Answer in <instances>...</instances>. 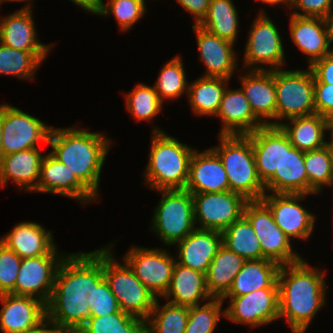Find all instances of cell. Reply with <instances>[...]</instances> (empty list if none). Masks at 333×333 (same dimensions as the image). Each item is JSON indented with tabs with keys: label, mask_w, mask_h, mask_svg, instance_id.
<instances>
[{
	"label": "cell",
	"mask_w": 333,
	"mask_h": 333,
	"mask_svg": "<svg viewBox=\"0 0 333 333\" xmlns=\"http://www.w3.org/2000/svg\"><path fill=\"white\" fill-rule=\"evenodd\" d=\"M33 11L20 9L7 16H0V42L25 52H50L52 44H42L38 39Z\"/></svg>",
	"instance_id": "24"
},
{
	"label": "cell",
	"mask_w": 333,
	"mask_h": 333,
	"mask_svg": "<svg viewBox=\"0 0 333 333\" xmlns=\"http://www.w3.org/2000/svg\"><path fill=\"white\" fill-rule=\"evenodd\" d=\"M222 122L219 135H247L264 126L253 113L241 88H226L216 117Z\"/></svg>",
	"instance_id": "22"
},
{
	"label": "cell",
	"mask_w": 333,
	"mask_h": 333,
	"mask_svg": "<svg viewBox=\"0 0 333 333\" xmlns=\"http://www.w3.org/2000/svg\"><path fill=\"white\" fill-rule=\"evenodd\" d=\"M262 3H265L267 5H271V6H276V5H280L285 3L286 7L288 6L289 8H291L292 6V0H256Z\"/></svg>",
	"instance_id": "54"
},
{
	"label": "cell",
	"mask_w": 333,
	"mask_h": 333,
	"mask_svg": "<svg viewBox=\"0 0 333 333\" xmlns=\"http://www.w3.org/2000/svg\"><path fill=\"white\" fill-rule=\"evenodd\" d=\"M77 333H146V320L120 310L105 316H90Z\"/></svg>",
	"instance_id": "39"
},
{
	"label": "cell",
	"mask_w": 333,
	"mask_h": 333,
	"mask_svg": "<svg viewBox=\"0 0 333 333\" xmlns=\"http://www.w3.org/2000/svg\"><path fill=\"white\" fill-rule=\"evenodd\" d=\"M194 219L198 229L222 232L242 215L248 202L242 195L231 192L195 193L192 194Z\"/></svg>",
	"instance_id": "13"
},
{
	"label": "cell",
	"mask_w": 333,
	"mask_h": 333,
	"mask_svg": "<svg viewBox=\"0 0 333 333\" xmlns=\"http://www.w3.org/2000/svg\"><path fill=\"white\" fill-rule=\"evenodd\" d=\"M185 190L192 194L229 190L225 168L219 156L211 148L203 152L195 149L190 160Z\"/></svg>",
	"instance_id": "21"
},
{
	"label": "cell",
	"mask_w": 333,
	"mask_h": 333,
	"mask_svg": "<svg viewBox=\"0 0 333 333\" xmlns=\"http://www.w3.org/2000/svg\"><path fill=\"white\" fill-rule=\"evenodd\" d=\"M280 123L294 148L301 151H311L323 148L328 144L326 133L330 131V120L318 113L295 117Z\"/></svg>",
	"instance_id": "31"
},
{
	"label": "cell",
	"mask_w": 333,
	"mask_h": 333,
	"mask_svg": "<svg viewBox=\"0 0 333 333\" xmlns=\"http://www.w3.org/2000/svg\"><path fill=\"white\" fill-rule=\"evenodd\" d=\"M251 140L259 178L265 183L284 158V131L280 126L264 125L247 134Z\"/></svg>",
	"instance_id": "25"
},
{
	"label": "cell",
	"mask_w": 333,
	"mask_h": 333,
	"mask_svg": "<svg viewBox=\"0 0 333 333\" xmlns=\"http://www.w3.org/2000/svg\"><path fill=\"white\" fill-rule=\"evenodd\" d=\"M228 83L225 78L205 76L189 82L187 96L193 114L216 116Z\"/></svg>",
	"instance_id": "34"
},
{
	"label": "cell",
	"mask_w": 333,
	"mask_h": 333,
	"mask_svg": "<svg viewBox=\"0 0 333 333\" xmlns=\"http://www.w3.org/2000/svg\"><path fill=\"white\" fill-rule=\"evenodd\" d=\"M125 97L127 111L136 121H151L162 112L163 103L153 86L138 83Z\"/></svg>",
	"instance_id": "42"
},
{
	"label": "cell",
	"mask_w": 333,
	"mask_h": 333,
	"mask_svg": "<svg viewBox=\"0 0 333 333\" xmlns=\"http://www.w3.org/2000/svg\"><path fill=\"white\" fill-rule=\"evenodd\" d=\"M0 330L2 333H20L38 326L47 318L46 304L30 296L0 295Z\"/></svg>",
	"instance_id": "20"
},
{
	"label": "cell",
	"mask_w": 333,
	"mask_h": 333,
	"mask_svg": "<svg viewBox=\"0 0 333 333\" xmlns=\"http://www.w3.org/2000/svg\"><path fill=\"white\" fill-rule=\"evenodd\" d=\"M20 333H61V332L57 329L56 325L51 320L46 318L32 330Z\"/></svg>",
	"instance_id": "51"
},
{
	"label": "cell",
	"mask_w": 333,
	"mask_h": 333,
	"mask_svg": "<svg viewBox=\"0 0 333 333\" xmlns=\"http://www.w3.org/2000/svg\"><path fill=\"white\" fill-rule=\"evenodd\" d=\"M306 194L265 193L261 201L270 209L277 226L292 240H307L313 233L316 216L302 206Z\"/></svg>",
	"instance_id": "16"
},
{
	"label": "cell",
	"mask_w": 333,
	"mask_h": 333,
	"mask_svg": "<svg viewBox=\"0 0 333 333\" xmlns=\"http://www.w3.org/2000/svg\"><path fill=\"white\" fill-rule=\"evenodd\" d=\"M333 7V5H332ZM330 8L326 15L323 17L326 34L328 36L329 45L333 43V8Z\"/></svg>",
	"instance_id": "53"
},
{
	"label": "cell",
	"mask_w": 333,
	"mask_h": 333,
	"mask_svg": "<svg viewBox=\"0 0 333 333\" xmlns=\"http://www.w3.org/2000/svg\"><path fill=\"white\" fill-rule=\"evenodd\" d=\"M276 126L285 119L316 113L311 69L275 70ZM281 120V121H280Z\"/></svg>",
	"instance_id": "8"
},
{
	"label": "cell",
	"mask_w": 333,
	"mask_h": 333,
	"mask_svg": "<svg viewBox=\"0 0 333 333\" xmlns=\"http://www.w3.org/2000/svg\"><path fill=\"white\" fill-rule=\"evenodd\" d=\"M304 166L308 177V194H321L333 177L330 160V139L323 148L305 151Z\"/></svg>",
	"instance_id": "41"
},
{
	"label": "cell",
	"mask_w": 333,
	"mask_h": 333,
	"mask_svg": "<svg viewBox=\"0 0 333 333\" xmlns=\"http://www.w3.org/2000/svg\"><path fill=\"white\" fill-rule=\"evenodd\" d=\"M0 242L22 259L47 255L56 246L52 230L30 221L15 225L11 232L0 238Z\"/></svg>",
	"instance_id": "29"
},
{
	"label": "cell",
	"mask_w": 333,
	"mask_h": 333,
	"mask_svg": "<svg viewBox=\"0 0 333 333\" xmlns=\"http://www.w3.org/2000/svg\"><path fill=\"white\" fill-rule=\"evenodd\" d=\"M189 307L166 302L160 305L157 298L150 316L146 319V333H185Z\"/></svg>",
	"instance_id": "38"
},
{
	"label": "cell",
	"mask_w": 333,
	"mask_h": 333,
	"mask_svg": "<svg viewBox=\"0 0 333 333\" xmlns=\"http://www.w3.org/2000/svg\"><path fill=\"white\" fill-rule=\"evenodd\" d=\"M333 0H292L293 15L323 18L332 7ZM302 11L301 13L294 10Z\"/></svg>",
	"instance_id": "48"
},
{
	"label": "cell",
	"mask_w": 333,
	"mask_h": 333,
	"mask_svg": "<svg viewBox=\"0 0 333 333\" xmlns=\"http://www.w3.org/2000/svg\"><path fill=\"white\" fill-rule=\"evenodd\" d=\"M175 245L178 249L176 261L179 264L206 274L212 259L222 246V233L196 228Z\"/></svg>",
	"instance_id": "26"
},
{
	"label": "cell",
	"mask_w": 333,
	"mask_h": 333,
	"mask_svg": "<svg viewBox=\"0 0 333 333\" xmlns=\"http://www.w3.org/2000/svg\"><path fill=\"white\" fill-rule=\"evenodd\" d=\"M102 132L95 133L71 126H52L48 145L50 153L68 169L98 198L99 181L112 140Z\"/></svg>",
	"instance_id": "3"
},
{
	"label": "cell",
	"mask_w": 333,
	"mask_h": 333,
	"mask_svg": "<svg viewBox=\"0 0 333 333\" xmlns=\"http://www.w3.org/2000/svg\"><path fill=\"white\" fill-rule=\"evenodd\" d=\"M222 305L221 299L212 298L202 306L190 307L185 333H214L221 317H225Z\"/></svg>",
	"instance_id": "44"
},
{
	"label": "cell",
	"mask_w": 333,
	"mask_h": 333,
	"mask_svg": "<svg viewBox=\"0 0 333 333\" xmlns=\"http://www.w3.org/2000/svg\"><path fill=\"white\" fill-rule=\"evenodd\" d=\"M37 192L67 196L83 205L97 201V197L50 152L42 160Z\"/></svg>",
	"instance_id": "17"
},
{
	"label": "cell",
	"mask_w": 333,
	"mask_h": 333,
	"mask_svg": "<svg viewBox=\"0 0 333 333\" xmlns=\"http://www.w3.org/2000/svg\"><path fill=\"white\" fill-rule=\"evenodd\" d=\"M2 146L1 156L38 148L37 143H48L52 126L23 110L1 104Z\"/></svg>",
	"instance_id": "11"
},
{
	"label": "cell",
	"mask_w": 333,
	"mask_h": 333,
	"mask_svg": "<svg viewBox=\"0 0 333 333\" xmlns=\"http://www.w3.org/2000/svg\"><path fill=\"white\" fill-rule=\"evenodd\" d=\"M22 258L0 242V295L13 294Z\"/></svg>",
	"instance_id": "45"
},
{
	"label": "cell",
	"mask_w": 333,
	"mask_h": 333,
	"mask_svg": "<svg viewBox=\"0 0 333 333\" xmlns=\"http://www.w3.org/2000/svg\"><path fill=\"white\" fill-rule=\"evenodd\" d=\"M104 279L103 248L71 253L61 261L46 305L61 333H77L90 317L93 289Z\"/></svg>",
	"instance_id": "1"
},
{
	"label": "cell",
	"mask_w": 333,
	"mask_h": 333,
	"mask_svg": "<svg viewBox=\"0 0 333 333\" xmlns=\"http://www.w3.org/2000/svg\"><path fill=\"white\" fill-rule=\"evenodd\" d=\"M314 94L316 113L333 120V85L314 80Z\"/></svg>",
	"instance_id": "47"
},
{
	"label": "cell",
	"mask_w": 333,
	"mask_h": 333,
	"mask_svg": "<svg viewBox=\"0 0 333 333\" xmlns=\"http://www.w3.org/2000/svg\"><path fill=\"white\" fill-rule=\"evenodd\" d=\"M23 2V1H27L28 2V4H25L26 6H24V7H22V8H20V9H28V10H32V8L33 7H31V5H32V3L30 2V1H32V0H2V3L3 2Z\"/></svg>",
	"instance_id": "55"
},
{
	"label": "cell",
	"mask_w": 333,
	"mask_h": 333,
	"mask_svg": "<svg viewBox=\"0 0 333 333\" xmlns=\"http://www.w3.org/2000/svg\"><path fill=\"white\" fill-rule=\"evenodd\" d=\"M247 71L240 74L239 81L253 113L264 125L276 126L275 70Z\"/></svg>",
	"instance_id": "19"
},
{
	"label": "cell",
	"mask_w": 333,
	"mask_h": 333,
	"mask_svg": "<svg viewBox=\"0 0 333 333\" xmlns=\"http://www.w3.org/2000/svg\"><path fill=\"white\" fill-rule=\"evenodd\" d=\"M322 269L306 259L282 265L278 272L279 319L285 318L292 333H305L326 304V280Z\"/></svg>",
	"instance_id": "2"
},
{
	"label": "cell",
	"mask_w": 333,
	"mask_h": 333,
	"mask_svg": "<svg viewBox=\"0 0 333 333\" xmlns=\"http://www.w3.org/2000/svg\"><path fill=\"white\" fill-rule=\"evenodd\" d=\"M99 0L95 15L113 16L121 31L127 32L143 18L147 12L145 0Z\"/></svg>",
	"instance_id": "43"
},
{
	"label": "cell",
	"mask_w": 333,
	"mask_h": 333,
	"mask_svg": "<svg viewBox=\"0 0 333 333\" xmlns=\"http://www.w3.org/2000/svg\"><path fill=\"white\" fill-rule=\"evenodd\" d=\"M183 9L194 17V25H198L206 16L210 0H177Z\"/></svg>",
	"instance_id": "50"
},
{
	"label": "cell",
	"mask_w": 333,
	"mask_h": 333,
	"mask_svg": "<svg viewBox=\"0 0 333 333\" xmlns=\"http://www.w3.org/2000/svg\"><path fill=\"white\" fill-rule=\"evenodd\" d=\"M316 82L333 85V51L308 66Z\"/></svg>",
	"instance_id": "49"
},
{
	"label": "cell",
	"mask_w": 333,
	"mask_h": 333,
	"mask_svg": "<svg viewBox=\"0 0 333 333\" xmlns=\"http://www.w3.org/2000/svg\"><path fill=\"white\" fill-rule=\"evenodd\" d=\"M196 34L200 60L206 67L205 77H219L230 80L239 67L233 43L206 31L199 25H192Z\"/></svg>",
	"instance_id": "18"
},
{
	"label": "cell",
	"mask_w": 333,
	"mask_h": 333,
	"mask_svg": "<svg viewBox=\"0 0 333 333\" xmlns=\"http://www.w3.org/2000/svg\"><path fill=\"white\" fill-rule=\"evenodd\" d=\"M69 1L76 4L81 9L87 11L88 13L95 15L97 12L99 0H69Z\"/></svg>",
	"instance_id": "52"
},
{
	"label": "cell",
	"mask_w": 333,
	"mask_h": 333,
	"mask_svg": "<svg viewBox=\"0 0 333 333\" xmlns=\"http://www.w3.org/2000/svg\"><path fill=\"white\" fill-rule=\"evenodd\" d=\"M222 245L245 260L263 259L260 241L248 219L242 215L222 232Z\"/></svg>",
	"instance_id": "36"
},
{
	"label": "cell",
	"mask_w": 333,
	"mask_h": 333,
	"mask_svg": "<svg viewBox=\"0 0 333 333\" xmlns=\"http://www.w3.org/2000/svg\"><path fill=\"white\" fill-rule=\"evenodd\" d=\"M58 251L56 245L47 255L22 259L14 295L34 297L47 305L53 292L58 267L67 255H61L62 252Z\"/></svg>",
	"instance_id": "14"
},
{
	"label": "cell",
	"mask_w": 333,
	"mask_h": 333,
	"mask_svg": "<svg viewBox=\"0 0 333 333\" xmlns=\"http://www.w3.org/2000/svg\"><path fill=\"white\" fill-rule=\"evenodd\" d=\"M39 148H31L0 157V187L9 180L16 183L18 189L37 192L41 163L45 155Z\"/></svg>",
	"instance_id": "27"
},
{
	"label": "cell",
	"mask_w": 333,
	"mask_h": 333,
	"mask_svg": "<svg viewBox=\"0 0 333 333\" xmlns=\"http://www.w3.org/2000/svg\"><path fill=\"white\" fill-rule=\"evenodd\" d=\"M328 133H330L329 139L333 142V120L330 121V131Z\"/></svg>",
	"instance_id": "58"
},
{
	"label": "cell",
	"mask_w": 333,
	"mask_h": 333,
	"mask_svg": "<svg viewBox=\"0 0 333 333\" xmlns=\"http://www.w3.org/2000/svg\"><path fill=\"white\" fill-rule=\"evenodd\" d=\"M113 244L103 247V274L117 299L120 310L146 320L157 298L136 277L129 265L113 256Z\"/></svg>",
	"instance_id": "6"
},
{
	"label": "cell",
	"mask_w": 333,
	"mask_h": 333,
	"mask_svg": "<svg viewBox=\"0 0 333 333\" xmlns=\"http://www.w3.org/2000/svg\"><path fill=\"white\" fill-rule=\"evenodd\" d=\"M280 265L268 259L246 260L224 297H237L261 288H279Z\"/></svg>",
	"instance_id": "32"
},
{
	"label": "cell",
	"mask_w": 333,
	"mask_h": 333,
	"mask_svg": "<svg viewBox=\"0 0 333 333\" xmlns=\"http://www.w3.org/2000/svg\"><path fill=\"white\" fill-rule=\"evenodd\" d=\"M50 52H25L0 42V75L32 80Z\"/></svg>",
	"instance_id": "37"
},
{
	"label": "cell",
	"mask_w": 333,
	"mask_h": 333,
	"mask_svg": "<svg viewBox=\"0 0 333 333\" xmlns=\"http://www.w3.org/2000/svg\"><path fill=\"white\" fill-rule=\"evenodd\" d=\"M152 140L144 180L147 187L157 190L185 189L189 165L195 151L157 126Z\"/></svg>",
	"instance_id": "4"
},
{
	"label": "cell",
	"mask_w": 333,
	"mask_h": 333,
	"mask_svg": "<svg viewBox=\"0 0 333 333\" xmlns=\"http://www.w3.org/2000/svg\"><path fill=\"white\" fill-rule=\"evenodd\" d=\"M329 186H330V187H333V177L331 178V181H330Z\"/></svg>",
	"instance_id": "59"
},
{
	"label": "cell",
	"mask_w": 333,
	"mask_h": 333,
	"mask_svg": "<svg viewBox=\"0 0 333 333\" xmlns=\"http://www.w3.org/2000/svg\"><path fill=\"white\" fill-rule=\"evenodd\" d=\"M162 298H166L174 305L189 308L200 305V301L212 299L206 286L205 274L179 264L177 261L169 288Z\"/></svg>",
	"instance_id": "30"
},
{
	"label": "cell",
	"mask_w": 333,
	"mask_h": 333,
	"mask_svg": "<svg viewBox=\"0 0 333 333\" xmlns=\"http://www.w3.org/2000/svg\"><path fill=\"white\" fill-rule=\"evenodd\" d=\"M90 316H105L120 311L117 299L105 278L93 289Z\"/></svg>",
	"instance_id": "46"
},
{
	"label": "cell",
	"mask_w": 333,
	"mask_h": 333,
	"mask_svg": "<svg viewBox=\"0 0 333 333\" xmlns=\"http://www.w3.org/2000/svg\"><path fill=\"white\" fill-rule=\"evenodd\" d=\"M239 14L233 0H210L206 16L198 24L219 38L236 44Z\"/></svg>",
	"instance_id": "35"
},
{
	"label": "cell",
	"mask_w": 333,
	"mask_h": 333,
	"mask_svg": "<svg viewBox=\"0 0 333 333\" xmlns=\"http://www.w3.org/2000/svg\"><path fill=\"white\" fill-rule=\"evenodd\" d=\"M245 261L223 245L218 249L205 274L206 286L212 298L222 299L227 294Z\"/></svg>",
	"instance_id": "33"
},
{
	"label": "cell",
	"mask_w": 333,
	"mask_h": 333,
	"mask_svg": "<svg viewBox=\"0 0 333 333\" xmlns=\"http://www.w3.org/2000/svg\"><path fill=\"white\" fill-rule=\"evenodd\" d=\"M162 195L154 209L152 230L166 246H175L197 228L192 193L185 189L157 190Z\"/></svg>",
	"instance_id": "7"
},
{
	"label": "cell",
	"mask_w": 333,
	"mask_h": 333,
	"mask_svg": "<svg viewBox=\"0 0 333 333\" xmlns=\"http://www.w3.org/2000/svg\"><path fill=\"white\" fill-rule=\"evenodd\" d=\"M124 255L123 261L143 285L156 298H162L169 288L176 257L165 248H144L137 245H132Z\"/></svg>",
	"instance_id": "12"
},
{
	"label": "cell",
	"mask_w": 333,
	"mask_h": 333,
	"mask_svg": "<svg viewBox=\"0 0 333 333\" xmlns=\"http://www.w3.org/2000/svg\"><path fill=\"white\" fill-rule=\"evenodd\" d=\"M330 160H331V167L333 172V142L330 140Z\"/></svg>",
	"instance_id": "56"
},
{
	"label": "cell",
	"mask_w": 333,
	"mask_h": 333,
	"mask_svg": "<svg viewBox=\"0 0 333 333\" xmlns=\"http://www.w3.org/2000/svg\"><path fill=\"white\" fill-rule=\"evenodd\" d=\"M264 185L266 193L308 195V177L304 166V151L294 148L285 132L284 158L281 167Z\"/></svg>",
	"instance_id": "23"
},
{
	"label": "cell",
	"mask_w": 333,
	"mask_h": 333,
	"mask_svg": "<svg viewBox=\"0 0 333 333\" xmlns=\"http://www.w3.org/2000/svg\"><path fill=\"white\" fill-rule=\"evenodd\" d=\"M284 50L278 28L261 9L249 30L244 49L243 67L250 68L247 70L263 71L281 69L286 64ZM264 65L270 67L266 68Z\"/></svg>",
	"instance_id": "9"
},
{
	"label": "cell",
	"mask_w": 333,
	"mask_h": 333,
	"mask_svg": "<svg viewBox=\"0 0 333 333\" xmlns=\"http://www.w3.org/2000/svg\"><path fill=\"white\" fill-rule=\"evenodd\" d=\"M218 136V146L211 149L222 161L229 190L242 195L247 201H260L266 191L257 173L250 138L247 135Z\"/></svg>",
	"instance_id": "5"
},
{
	"label": "cell",
	"mask_w": 333,
	"mask_h": 333,
	"mask_svg": "<svg viewBox=\"0 0 333 333\" xmlns=\"http://www.w3.org/2000/svg\"><path fill=\"white\" fill-rule=\"evenodd\" d=\"M260 241L263 259L280 266L299 262L303 259L293 251L291 239L277 226L270 209L260 201H248L243 210Z\"/></svg>",
	"instance_id": "10"
},
{
	"label": "cell",
	"mask_w": 333,
	"mask_h": 333,
	"mask_svg": "<svg viewBox=\"0 0 333 333\" xmlns=\"http://www.w3.org/2000/svg\"><path fill=\"white\" fill-rule=\"evenodd\" d=\"M1 146H2V125H1V105H0V157H1Z\"/></svg>",
	"instance_id": "57"
},
{
	"label": "cell",
	"mask_w": 333,
	"mask_h": 333,
	"mask_svg": "<svg viewBox=\"0 0 333 333\" xmlns=\"http://www.w3.org/2000/svg\"><path fill=\"white\" fill-rule=\"evenodd\" d=\"M153 87L162 103L167 99L180 98L183 93L187 94L189 81L180 56H175L163 65Z\"/></svg>",
	"instance_id": "40"
},
{
	"label": "cell",
	"mask_w": 333,
	"mask_h": 333,
	"mask_svg": "<svg viewBox=\"0 0 333 333\" xmlns=\"http://www.w3.org/2000/svg\"><path fill=\"white\" fill-rule=\"evenodd\" d=\"M226 299H229V305L224 309L225 318L233 323L255 328L279 319V288H261L221 300L224 302Z\"/></svg>",
	"instance_id": "15"
},
{
	"label": "cell",
	"mask_w": 333,
	"mask_h": 333,
	"mask_svg": "<svg viewBox=\"0 0 333 333\" xmlns=\"http://www.w3.org/2000/svg\"><path fill=\"white\" fill-rule=\"evenodd\" d=\"M289 24L291 39L301 53L307 56V65L310 66L333 51L323 18L290 14Z\"/></svg>",
	"instance_id": "28"
}]
</instances>
